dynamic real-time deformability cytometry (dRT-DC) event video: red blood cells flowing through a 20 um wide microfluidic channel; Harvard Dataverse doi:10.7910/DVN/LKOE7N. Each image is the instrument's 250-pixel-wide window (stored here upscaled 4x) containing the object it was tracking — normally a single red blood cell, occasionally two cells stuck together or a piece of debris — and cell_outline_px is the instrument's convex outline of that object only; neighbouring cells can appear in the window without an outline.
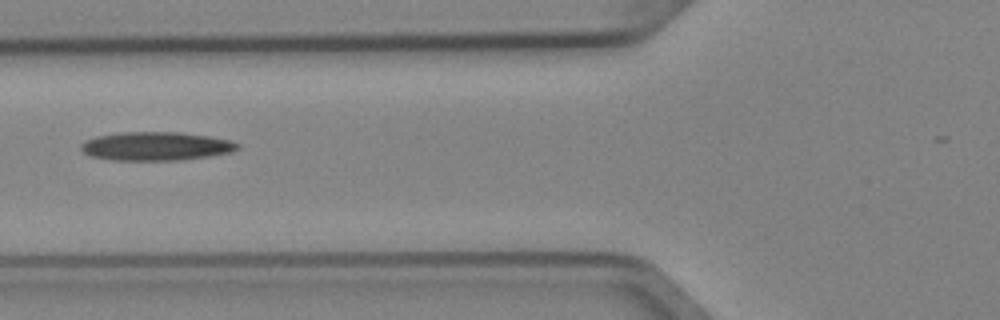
{"species": "Egyptian fruit bat (a non-hibernating species)", "species_latin": "Rousettus aegyptiacus", "temperature_condition": "cold", "stored_images_in_passage": 2, "camera_frame_rate_fps": 3000, "um_per_image_px": 0.085, "animal": {"sex": "female"}, "frame": {"image": 1, "passage_image": 2, "time_ms": 0.333, "image_size_px": [1000, 320], "cell_outline_px": [[240, 148], [232, 152], [208, 156], [176, 160], [112, 160], [92, 156], [84, 152], [80, 148], [80, 144], [84, 140], [96, 136], [120, 132], [180, 132], [208, 136], [232, 140], [240, 144]], "centroid_in_image_um": [13.26, 12.42], "position_along_channel_um": 112.5, "area_um2": 26.18}}